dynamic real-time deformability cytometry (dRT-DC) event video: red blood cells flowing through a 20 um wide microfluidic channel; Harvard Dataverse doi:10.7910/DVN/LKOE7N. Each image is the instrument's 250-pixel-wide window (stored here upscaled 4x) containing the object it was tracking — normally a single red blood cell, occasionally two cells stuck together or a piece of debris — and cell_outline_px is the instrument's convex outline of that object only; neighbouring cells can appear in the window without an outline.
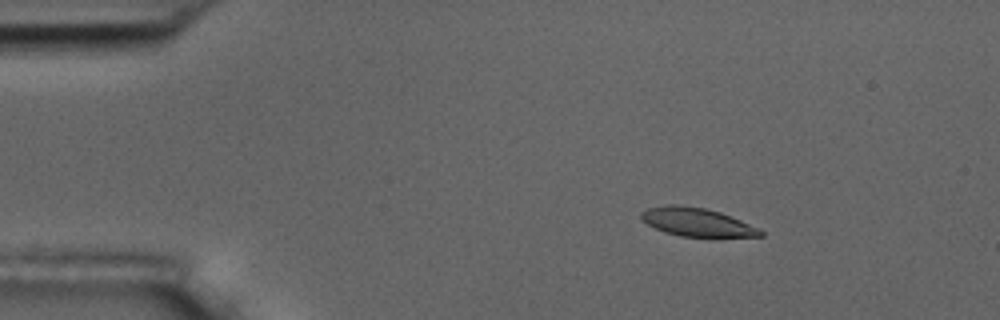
{"species": "common noctule bat (a hibernating species)", "species_latin": "Nyctalus noctula", "temperature_condition": "room temperature", "stored_images_in_passage": 5, "camera_frame_rate_fps": 3000, "um_per_image_px": 0.085, "animal": {"sex": "male", "body_mass_g": 17.5, "forearm_length_mm": 52.3}, "frame": {"image": 1, "passage_image": 3, "time_ms": 2.333, "image_size_px": [1000, 320], "cell_outline_px": [[764, 236], [680, 236], [664, 232], [648, 224], [640, 216], [640, 212], [648, 208], [668, 204], [680, 204], [704, 208], [720, 212], [760, 228], [764, 232]], "centroid_in_image_um": [59.22, 18.86], "position_along_channel_um": 25.8, "area_um2": 19.54}}